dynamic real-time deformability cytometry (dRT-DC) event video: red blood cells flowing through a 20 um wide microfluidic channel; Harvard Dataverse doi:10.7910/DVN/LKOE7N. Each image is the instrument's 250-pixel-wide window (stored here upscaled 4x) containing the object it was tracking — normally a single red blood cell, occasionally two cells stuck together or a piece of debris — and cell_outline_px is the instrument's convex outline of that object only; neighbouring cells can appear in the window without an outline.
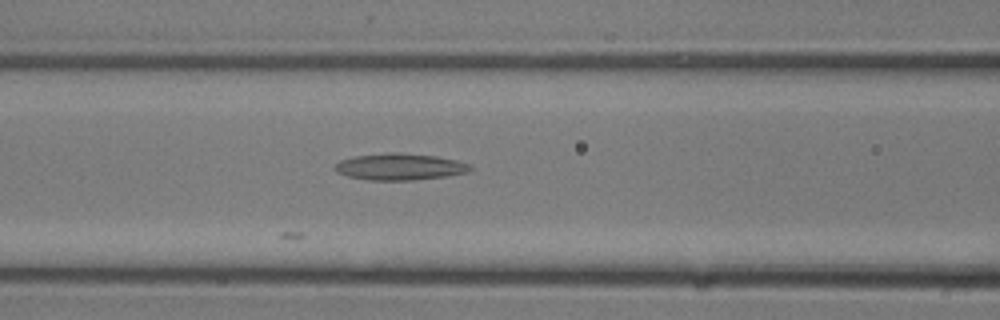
{"species": "common noctule bat (a hibernating species)", "species_latin": "Nyctalus noctula", "temperature_condition": "room temperature", "stored_images_in_passage": 15, "camera_frame_rate_fps": 3000, "um_per_image_px": 0.085, "animal": {"sex": "male", "body_mass_g": 13.3}, "frame": {"image": 1, "passage_image": 10, "time_ms": 3.0, "image_size_px": [1000, 320], "cell_outline_px": [[472, 172], [448, 176], [412, 180], [368, 180], [348, 176], [336, 172], [336, 164], [340, 160], [356, 156], [388, 152], [400, 152], [436, 156], [456, 160], [472, 164]], "centroid_in_image_um": [34.05, 14.17], "position_along_channel_um": 132.5, "area_um2": 21.15}}